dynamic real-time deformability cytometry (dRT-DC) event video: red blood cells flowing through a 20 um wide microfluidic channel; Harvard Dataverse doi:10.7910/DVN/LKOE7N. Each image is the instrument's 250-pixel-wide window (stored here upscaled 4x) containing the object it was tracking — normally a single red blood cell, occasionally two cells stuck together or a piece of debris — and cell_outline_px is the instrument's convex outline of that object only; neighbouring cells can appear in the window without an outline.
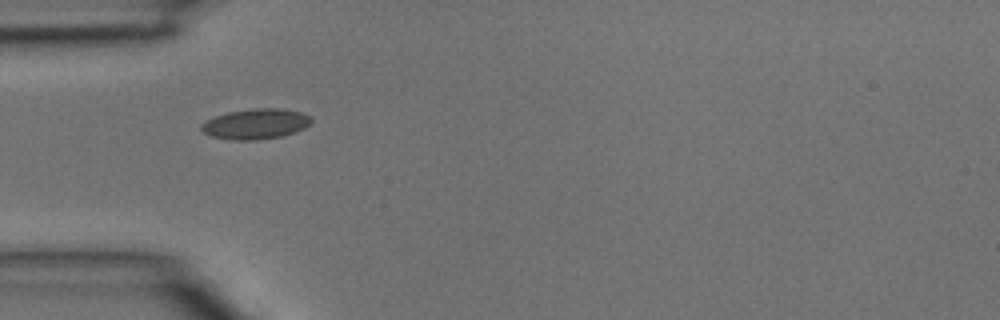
{"species": "common noctule bat (a hibernating species)", "species_latin": "Nyctalus noctula", "temperature_condition": "room temperature", "stored_images_in_passage": 2, "camera_frame_rate_fps": 3000, "um_per_image_px": 0.085, "animal": {"sex": "male", "body_mass_g": 15.6}, "frame": {"image": 1, "passage_image": 1, "time_ms": 0.0, "image_size_px": [1000, 320], "cell_outline_px": [[312, 120], [304, 128], [280, 136], [256, 140], [232, 140], [212, 136], [204, 132], [200, 128], [200, 124], [216, 116], [228, 112], [256, 108], [280, 108], [304, 112], [312, 116]], "centroid_in_image_um": [21.75, 10.52], "position_along_channel_um": 63.2, "area_um2": 19.31}}